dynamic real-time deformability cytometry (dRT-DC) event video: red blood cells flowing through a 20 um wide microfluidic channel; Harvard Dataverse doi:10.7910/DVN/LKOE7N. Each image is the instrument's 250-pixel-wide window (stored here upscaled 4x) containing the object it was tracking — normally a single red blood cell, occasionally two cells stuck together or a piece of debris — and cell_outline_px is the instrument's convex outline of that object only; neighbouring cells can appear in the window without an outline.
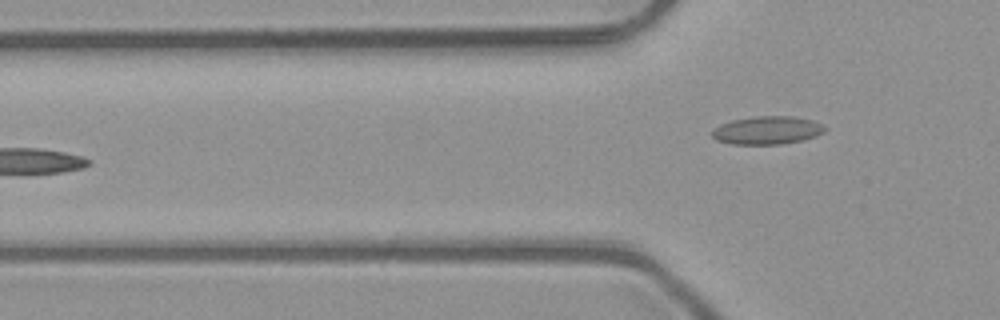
{"species": "common noctule bat (a hibernating species)", "species_latin": "Nyctalus noctula", "temperature_condition": "room temperature", "stored_images_in_passage": 6, "camera_frame_rate_fps": 3000, "um_per_image_px": 0.085, "animal": {"sex": "male", "body_mass_g": 23.1, "forearm_length_mm": 52.7}, "frame": {"image": 1, "passage_image": 6, "time_ms": 1.667, "image_size_px": [1000, 320], "cell_outline_px": [[828, 128], [824, 132], [816, 136], [804, 140], [780, 144], [732, 144], [716, 140], [712, 136], [712, 132], [720, 124], [732, 120], [756, 116], [792, 116], [812, 120]], "centroid_in_image_um": [65.23, 11.07], "position_along_channel_um": 60.6, "area_um2": 18.44}}